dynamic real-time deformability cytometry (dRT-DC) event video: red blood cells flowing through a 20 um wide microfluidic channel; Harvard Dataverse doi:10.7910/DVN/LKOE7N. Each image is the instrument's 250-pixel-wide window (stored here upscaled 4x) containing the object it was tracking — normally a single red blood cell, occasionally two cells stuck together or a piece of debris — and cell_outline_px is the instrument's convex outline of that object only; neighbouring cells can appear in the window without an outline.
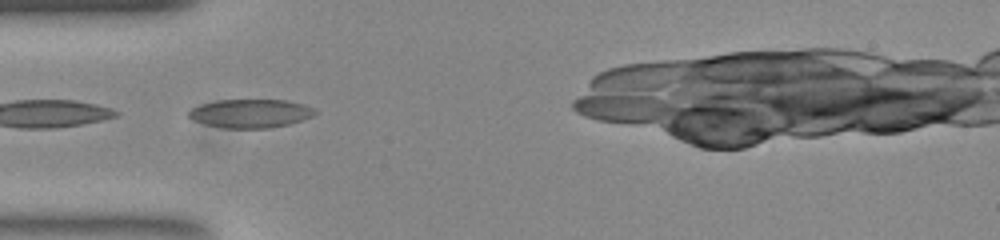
{"species": "common noctule bat (a hibernating species)", "species_latin": "Nyctalus noctula", "temperature_condition": "room temperature", "stored_images_in_passage": 33, "camera_frame_rate_fps": 3000, "um_per_image_px": 0.085, "animal": {"sex": "female", "body_mass_g": 23.0, "forearm_length_mm": 53.4}, "frame": {"image": 1, "passage_image": 2, "time_ms": 0.333, "image_size_px": [1000, 240], "cell_outline_px": [[316, 112], [312, 116], [288, 124], [268, 128], [220, 128], [204, 124], [192, 120], [188, 116], [188, 112], [192, 108], [200, 104], [216, 100], [284, 100], [304, 104], [316, 108]], "centroid_in_image_um": [21.25, 9.64], "position_along_channel_um": 63.7, "area_um2": 21.1}}
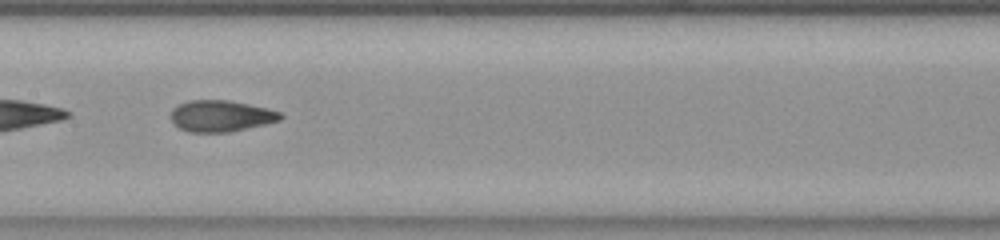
{"frame": {"image": 2, "passage_image": 12, "time_ms": 3.667, "image_size_px": [1000, 240], "cell_outline_px": [[284, 116], [280, 120], [264, 124], [228, 132], [192, 132], [180, 128], [172, 120], [172, 108], [188, 100], [228, 100], [268, 108], [280, 112]], "centroid_in_image_um": [18.8, 9.85], "position_along_channel_um": 188.6, "area_um2": 19.77}}
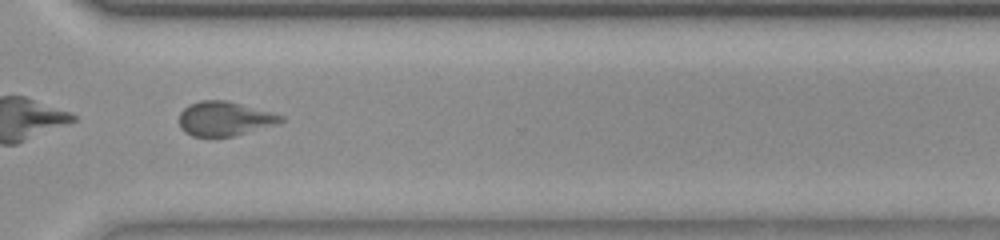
{"frame": {"image": 3, "passage_image": 25, "time_ms": 8.0, "image_size_px": [1000, 240], "cell_outline_px": [[284, 120], [272, 124], [232, 136], [192, 136], [184, 132], [180, 128], [180, 112], [188, 104], [200, 100], [224, 100], [272, 112], [284, 116]], "centroid_in_image_um": [19.01, 10.07], "position_along_channel_um": 351.6, "area_um2": 19.88}}